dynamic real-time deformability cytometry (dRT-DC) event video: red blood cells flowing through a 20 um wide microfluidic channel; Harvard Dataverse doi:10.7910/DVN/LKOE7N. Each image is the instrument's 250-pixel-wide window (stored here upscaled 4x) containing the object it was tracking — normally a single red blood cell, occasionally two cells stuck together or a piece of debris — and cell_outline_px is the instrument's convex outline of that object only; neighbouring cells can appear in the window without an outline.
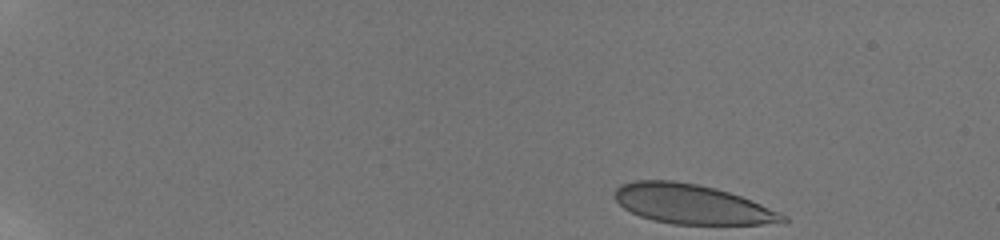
{"species": "human", "species_latin": "Homo sapiens", "temperature_condition": "room temperature", "stored_images_in_passage": 15, "camera_frame_rate_fps": 3000, "um_per_image_px": 0.085, "donor": {"sex": "male"}, "frame": {"image": 1, "passage_image": 1, "time_ms": 0.0, "image_size_px": [1000, 240], "cell_outline_px": [[788, 220], [784, 224], [672, 224], [652, 220], [640, 216], [624, 208], [616, 200], [616, 188], [620, 184], [636, 180], [676, 180], [716, 188], [752, 200], [780, 212], [788, 216]], "centroid_in_image_um": [58.87, 17.36], "position_along_channel_um": 26.1, "area_um2": 38.84}}
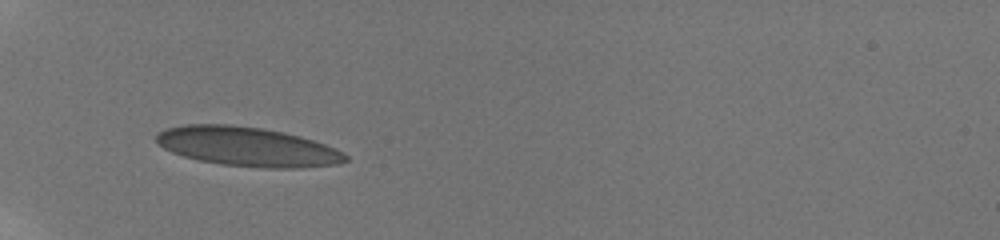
{"frame": {"image": 2, "passage_image": 12, "time_ms": 4.333, "image_size_px": [1000, 240], "cell_outline_px": [[348, 160], [336, 164], [300, 168], [264, 168], [220, 164], [200, 160], [184, 156], [172, 152], [156, 144], [156, 136], [160, 132], [168, 128], [184, 124], [228, 124], [260, 128], [284, 132], [300, 136], [324, 144], [344, 152], [348, 156]], "centroid_in_image_um": [21.03, 12.47], "position_along_channel_um": 64.0, "area_um2": 43.18}}
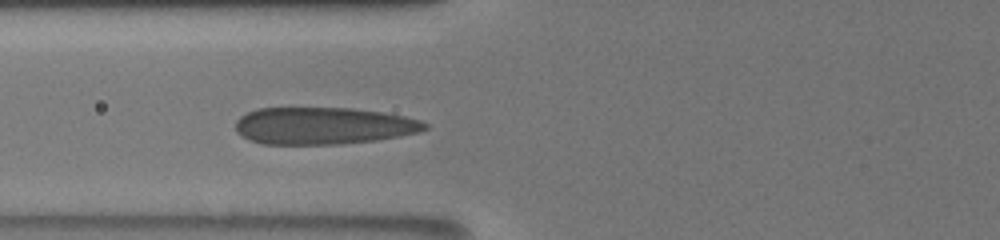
{"frame": {"image": 3, "passage_image": 15, "time_ms": 5.667, "image_size_px": [1000, 240], "cell_outline_px": [[428, 128], [420, 132], [400, 136], [376, 140], [340, 144], [260, 144], [248, 140], [240, 136], [236, 132], [236, 120], [240, 116], [256, 108], [352, 108], [384, 112], [404, 116], [420, 120], [428, 124]], "centroid_in_image_um": [27.46, 10.69], "position_along_channel_um": 98.3, "area_um2": 41.27}}